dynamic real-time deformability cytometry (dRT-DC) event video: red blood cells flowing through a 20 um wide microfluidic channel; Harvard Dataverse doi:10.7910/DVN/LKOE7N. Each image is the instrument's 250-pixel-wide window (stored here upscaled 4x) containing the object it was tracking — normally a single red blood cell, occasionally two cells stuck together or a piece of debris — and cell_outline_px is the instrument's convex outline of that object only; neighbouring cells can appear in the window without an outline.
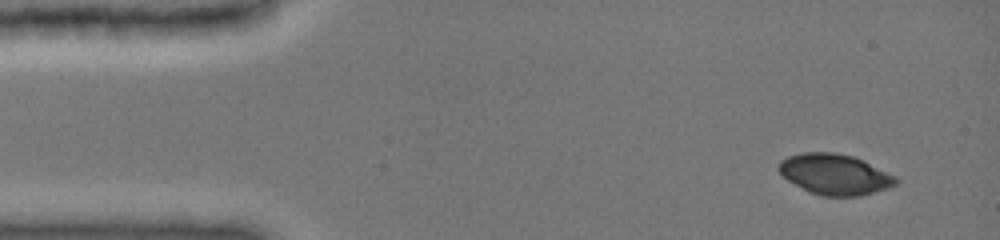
{"species": "common noctule bat (a hibernating species)", "species_latin": "Nyctalus noctula", "temperature_condition": "cold", "stored_images_in_passage": 4, "camera_frame_rate_fps": 3000, "um_per_image_px": 0.085, "animal": {"sex": "female", "body_mass_g": 19.0, "forearm_length_mm": 51.5}, "frame": {"image": 1, "passage_image": 1, "time_ms": 0.0, "image_size_px": [1000, 240], "cell_outline_px": [[900, 180], [896, 184], [888, 188], [860, 196], [820, 196], [808, 192], [788, 180], [776, 168], [780, 160], [788, 156], [800, 152], [832, 152], [852, 156], [864, 160], [896, 176]], "centroid_in_image_um": [70.95, 14.82], "position_along_channel_um": 14.0, "area_um2": 27.98}}
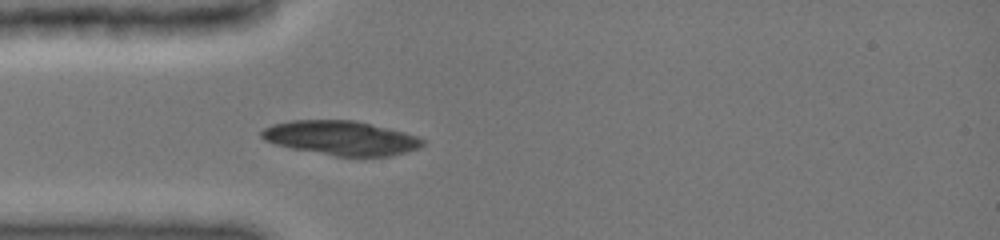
{"frame": {"image": 2, "passage_image": 4, "time_ms": 3.333, "image_size_px": [1000, 240], "cell_outline_px": [[424, 144], [420, 148], [392, 156], [336, 156], [292, 148], [276, 144], [264, 140], [260, 136], [260, 132], [264, 128], [272, 124], [292, 120], [356, 120], [404, 132], [416, 136], [424, 140]], "centroid_in_image_um": [28.99, 11.72], "position_along_channel_um": 56.0, "area_um2": 32.14}}